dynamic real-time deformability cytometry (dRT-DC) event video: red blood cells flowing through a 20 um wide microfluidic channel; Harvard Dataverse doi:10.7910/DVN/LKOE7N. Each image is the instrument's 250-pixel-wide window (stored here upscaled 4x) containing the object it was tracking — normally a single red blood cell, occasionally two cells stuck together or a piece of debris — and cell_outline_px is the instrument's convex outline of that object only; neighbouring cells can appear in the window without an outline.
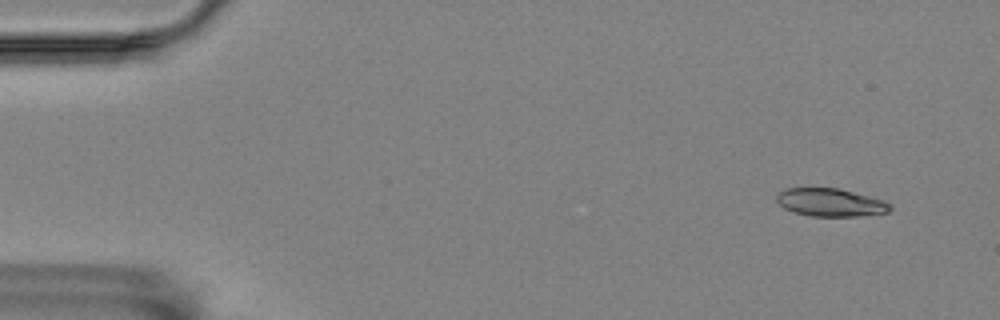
{"species": "Egyptian fruit bat (a non-hibernating species)", "species_latin": "Rousettus aegyptiacus", "temperature_condition": "room temperature", "stored_images_in_passage": 5, "camera_frame_rate_fps": 3000, "um_per_image_px": 0.085, "animal": {"sex": "female"}, "frame": {"image": 1, "passage_image": 1, "time_ms": 0.0, "image_size_px": [1000, 320], "cell_outline_px": [[892, 208], [888, 212], [860, 216], [812, 216], [796, 212], [784, 208], [776, 200], [776, 196], [784, 188], [840, 188], [884, 200], [892, 204]], "centroid_in_image_um": [70.62, 17.2], "position_along_channel_um": 14.4, "area_um2": 18.5}}
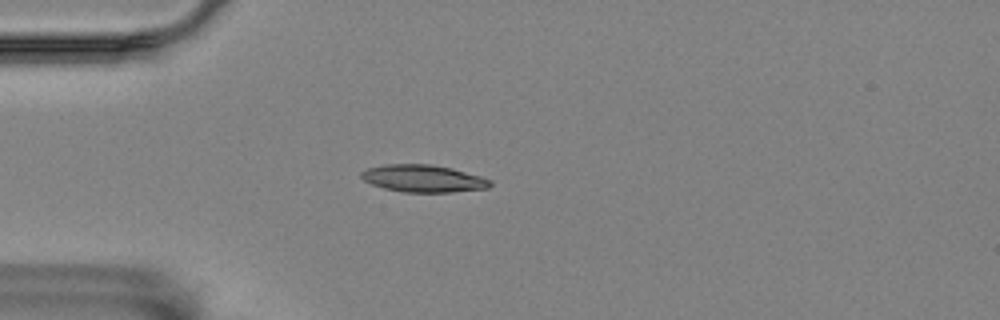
{"frame": {"image": 2, "passage_image": 4, "time_ms": 1.0, "image_size_px": [1000, 320], "cell_outline_px": [[492, 184], [488, 188], [452, 192], [404, 192], [384, 188], [372, 184], [364, 180], [360, 176], [360, 172], [368, 168], [384, 164], [432, 164], [452, 168], [480, 176], [492, 180]], "centroid_in_image_um": [35.98, 15.17], "position_along_channel_um": 49.0, "area_um2": 20.52}}